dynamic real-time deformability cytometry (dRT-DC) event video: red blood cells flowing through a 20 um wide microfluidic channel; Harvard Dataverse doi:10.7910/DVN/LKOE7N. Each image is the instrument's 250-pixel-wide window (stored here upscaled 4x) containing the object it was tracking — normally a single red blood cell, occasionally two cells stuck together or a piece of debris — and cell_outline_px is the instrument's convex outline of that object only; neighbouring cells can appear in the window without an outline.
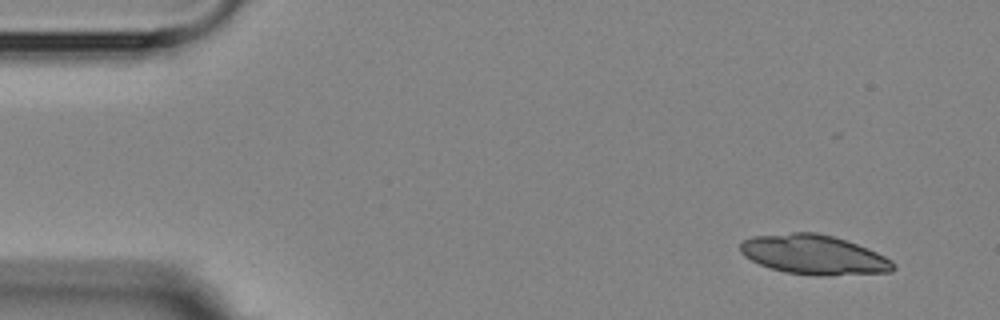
{"species": "Egyptian fruit bat (a non-hibernating species)", "species_latin": "Rousettus aegyptiacus", "temperature_condition": "room temperature", "stored_images_in_passage": 5, "segment_of_instrument_passage": [1, 2], "camera_frame_rate_fps": 3000, "um_per_image_px": 0.085, "animal": {"sex": "female"}, "frame": {"image": 1, "passage_image": 1, "time_ms": 0.0, "image_size_px": [1000, 320], "cell_outline_px": [[896, 268], [892, 272], [824, 276], [816, 276], [784, 272], [760, 264], [744, 256], [740, 252], [740, 244], [744, 240], [752, 236], [792, 232], [816, 232], [832, 236], [868, 248], [892, 260], [896, 264]], "centroid_in_image_um": [69.2, 21.66], "position_along_channel_um": 15.8, "area_um2": 35.37}}